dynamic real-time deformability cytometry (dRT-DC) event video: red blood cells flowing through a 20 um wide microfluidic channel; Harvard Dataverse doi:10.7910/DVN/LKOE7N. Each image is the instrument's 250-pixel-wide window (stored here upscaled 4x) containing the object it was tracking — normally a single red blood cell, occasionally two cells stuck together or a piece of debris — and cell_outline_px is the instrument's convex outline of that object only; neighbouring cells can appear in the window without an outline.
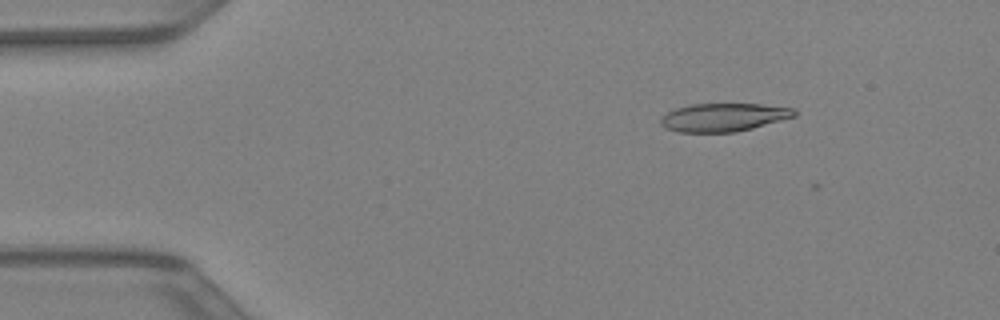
{"species": "Egyptian fruit bat (a non-hibernating species)", "species_latin": "Rousettus aegyptiacus", "temperature_condition": "warm", "stored_images_in_passage": 2, "camera_frame_rate_fps": 3000, "um_per_image_px": 0.085, "animal": {"sex": "female"}, "frame": {"image": 1, "passage_image": 1, "time_ms": 0.0, "image_size_px": [1000, 320], "cell_outline_px": [[796, 116], [752, 128], [736, 132], [680, 132], [664, 128], [660, 124], [660, 120], [668, 112], [676, 108], [692, 104], [764, 104], [796, 108]], "centroid_in_image_um": [61.53, 9.97], "position_along_channel_um": 23.5, "area_um2": 21.96}}